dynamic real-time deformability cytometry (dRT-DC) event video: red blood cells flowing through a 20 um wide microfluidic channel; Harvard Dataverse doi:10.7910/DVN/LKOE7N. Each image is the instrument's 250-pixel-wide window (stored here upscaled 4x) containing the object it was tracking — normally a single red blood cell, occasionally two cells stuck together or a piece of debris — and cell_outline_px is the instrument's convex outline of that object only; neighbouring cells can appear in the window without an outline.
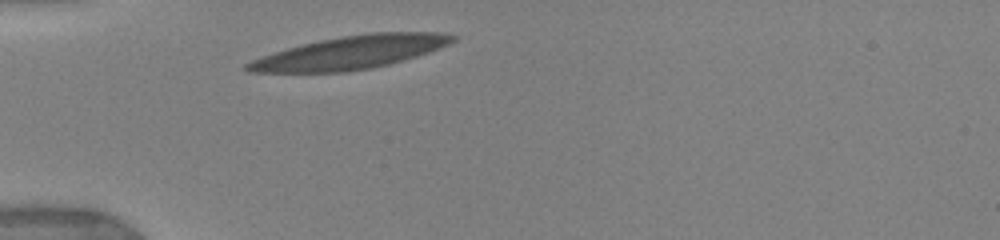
{"species": "human", "species_latin": "Homo sapiens", "temperature_condition": "warm", "stored_images_in_passage": 27, "camera_frame_rate_fps": 3000, "um_per_image_px": 0.085, "donor": {"sex": "female"}, "frame": {"image": 1, "passage_image": 1, "time_ms": 0.0, "image_size_px": [1000, 240], "cell_outline_px": [[456, 40], [448, 44], [428, 52], [404, 60], [388, 64], [348, 72], [248, 72], [240, 68], [244, 64], [252, 60], [288, 48], [320, 40], [340, 36], [372, 32], [436, 32], [456, 36]], "centroid_in_image_um": [29.77, 4.46], "position_along_channel_um": 55.2, "area_um2": 39.19}, "authors_computed_cell_mechanics": {"area_um2": 38.3214, "velocity_mm_per_s": 3.7912, "shape_relaxation_time_tau1_ms": 3.6537, "shape_relaxation_time_tau2_ms": 0.9515, "deformation_change_tau1": 0.1914, "deformation_change_tau2": 0.0764}}